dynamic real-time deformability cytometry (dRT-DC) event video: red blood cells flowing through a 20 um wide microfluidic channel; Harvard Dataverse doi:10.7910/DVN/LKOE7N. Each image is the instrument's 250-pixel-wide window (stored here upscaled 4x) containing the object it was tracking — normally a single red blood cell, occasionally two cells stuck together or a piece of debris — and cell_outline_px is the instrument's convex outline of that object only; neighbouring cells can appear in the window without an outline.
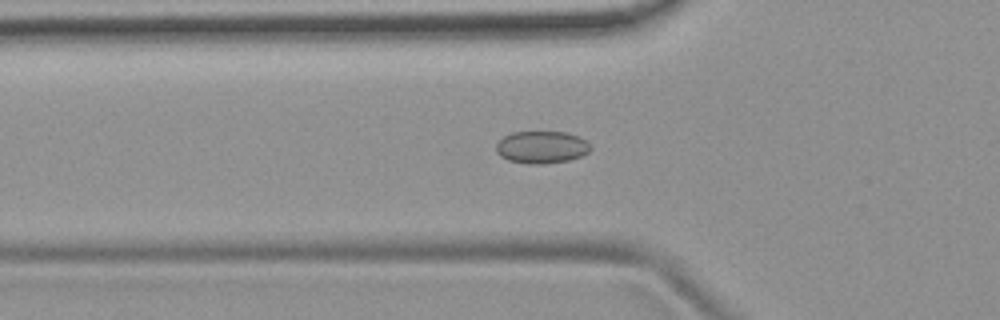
{"species": "common noctule bat (a hibernating species)", "species_latin": "Nyctalus noctula", "temperature_condition": "room temperature", "stored_images_in_passage": 42, "camera_frame_rate_fps": 3000, "um_per_image_px": 0.085, "animal": {"sex": "female", "body_mass_g": 19.9}, "frame": {"image": 1, "passage_image": 7, "time_ms": 2.0, "image_size_px": [1000, 320], "cell_outline_px": [[592, 148], [588, 152], [580, 156], [568, 160], [544, 164], [528, 164], [508, 160], [500, 156], [496, 152], [496, 144], [504, 136], [512, 132], [564, 132], [576, 136], [584, 140]], "centroid_in_image_um": [45.99, 12.52], "position_along_channel_um": 79.8, "area_um2": 17.63}}
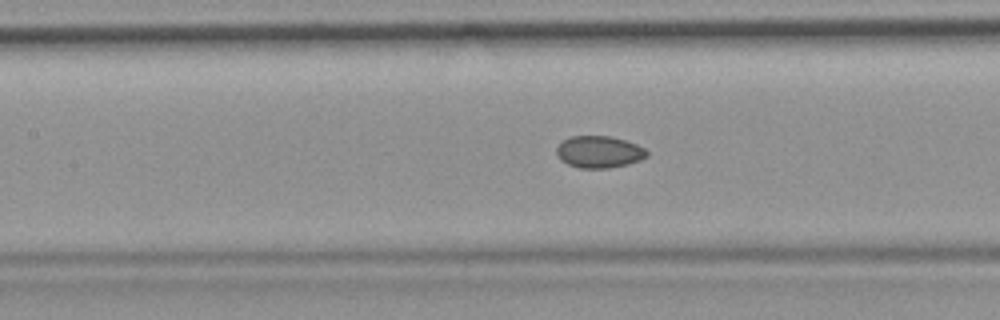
{"frame": {"image": 2, "passage_image": 13, "time_ms": 4.0, "image_size_px": [1000, 320], "cell_outline_px": [[648, 156], [640, 160], [628, 164], [608, 168], [580, 168], [568, 164], [560, 160], [556, 152], [556, 148], [564, 140], [572, 136], [612, 136], [636, 144], [644, 148], [648, 152]], "centroid_in_image_um": [50.93, 12.91], "position_along_channel_um": 156.5, "area_um2": 16.76}}
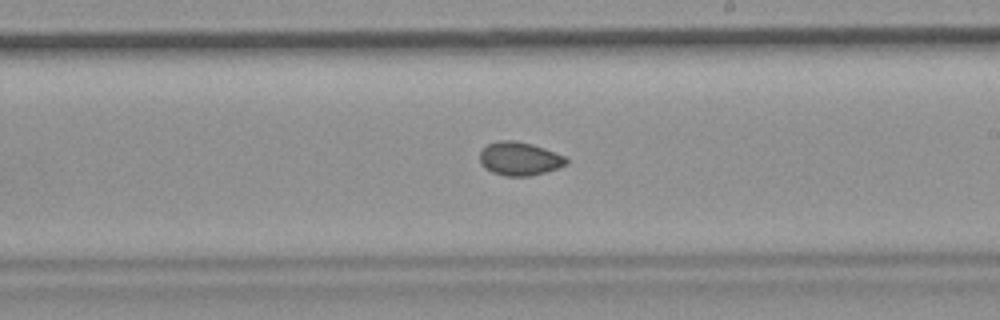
{"frame": {"image": 3, "passage_image": 20, "time_ms": 6.333, "image_size_px": [1000, 320], "cell_outline_px": [[568, 164], [544, 172], [528, 176], [504, 176], [492, 172], [484, 168], [480, 164], [480, 152], [488, 144], [496, 140], [512, 140], [532, 144], [544, 148], [564, 156], [568, 160]], "centroid_in_image_um": [44.13, 13.49], "position_along_channel_um": 244.9, "area_um2": 16.82}, "authors_computed_cell_mechanics": {"area_um2": 16.9643, "velocity_mm_per_s": 3.8169, "shape_relaxation_time_tau1_ms": null, "shape_relaxation_time_tau2_ms": 2.5329, "deformation_change_tau1": null, "deformation_change_tau2": 0.0386}}